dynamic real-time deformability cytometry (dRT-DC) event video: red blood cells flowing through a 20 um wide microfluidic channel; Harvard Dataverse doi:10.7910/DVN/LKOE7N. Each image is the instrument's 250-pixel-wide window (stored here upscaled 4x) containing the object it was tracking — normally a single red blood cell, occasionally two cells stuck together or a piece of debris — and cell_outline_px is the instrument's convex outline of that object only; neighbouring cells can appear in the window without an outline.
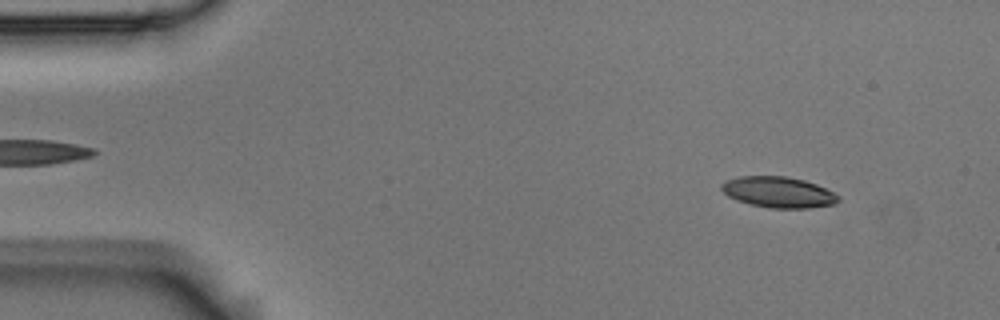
{"species": "Egyptian fruit bat (a non-hibernating species)", "species_latin": "Rousettus aegyptiacus", "temperature_condition": "room temperature", "stored_images_in_passage": 54, "camera_frame_rate_fps": 3000, "um_per_image_px": 0.085, "animal": {"sex": "male"}, "frame": {"image": 1, "passage_image": 5, "time_ms": 1.333, "image_size_px": [1000, 320], "cell_outline_px": [[840, 200], [836, 204], [808, 208], [768, 208], [736, 200], [728, 196], [720, 188], [720, 184], [728, 180], [740, 176], [784, 176], [804, 180], [816, 184], [840, 196]], "centroid_in_image_um": [66.17, 16.34], "position_along_channel_um": 18.8, "area_um2": 20.98}}
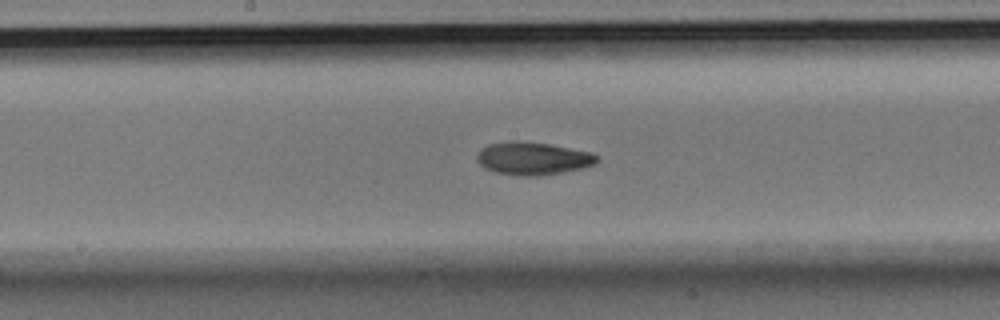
{"frame": {"image": 2, "passage_image": 27, "time_ms": 8.667, "image_size_px": [1000, 320], "cell_outline_px": [[600, 160], [596, 164], [584, 168], [540, 176], [516, 176], [496, 172], [484, 168], [476, 160], [476, 156], [488, 144], [516, 140], [548, 144], [592, 152], [600, 156]], "centroid_in_image_um": [45.34, 13.48], "position_along_channel_um": 202.9, "area_um2": 23.12}}
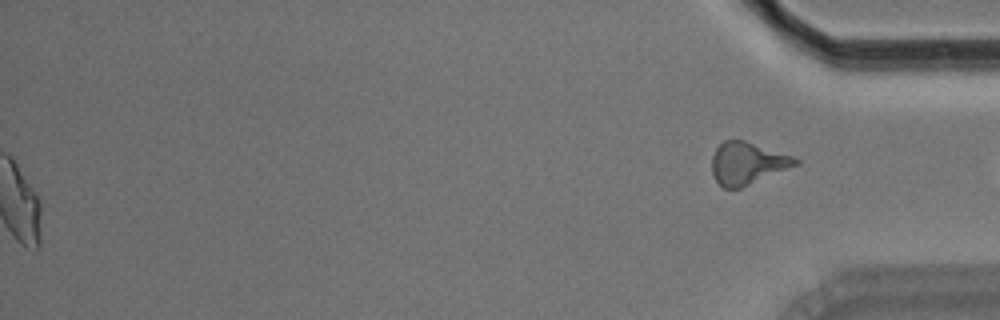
{"frame": {"image": 3, "passage_image": 54, "time_ms": 17.667, "image_size_px": [1000, 320], "cell_outline_px": [[800, 164], [740, 188], [724, 188], [716, 180], [712, 172], [712, 156], [716, 148], [724, 140], [744, 140], [792, 156], [800, 160]], "centroid_in_image_um": [63.53, 13.87], "position_along_channel_um": 371.7, "area_um2": 20.35}, "authors_computed_cell_mechanics": {"area_um2": 21.7906, "velocity_mm_per_s": 3.7202, "shape_relaxation_time_tau1_ms": 5.2547, "shape_relaxation_time_tau2_ms": 4.5037, "deformation_change_tau1": 0.1492, "deformation_change_tau2": 0.1082}}